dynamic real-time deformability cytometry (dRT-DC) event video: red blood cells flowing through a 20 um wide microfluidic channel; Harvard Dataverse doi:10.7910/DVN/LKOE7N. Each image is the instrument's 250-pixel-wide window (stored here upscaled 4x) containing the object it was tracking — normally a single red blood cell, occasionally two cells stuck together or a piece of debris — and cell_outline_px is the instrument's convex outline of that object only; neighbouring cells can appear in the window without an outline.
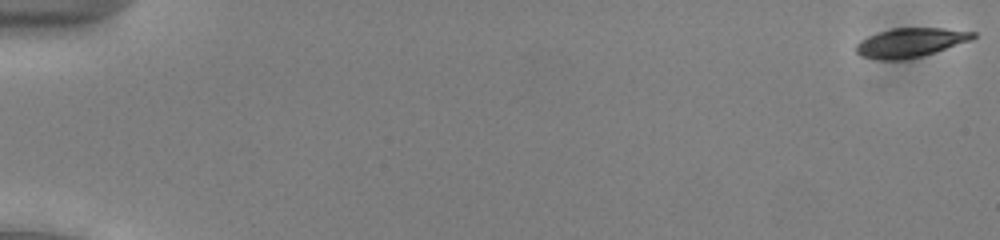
{"species": "common noctule bat (a hibernating species)", "species_latin": "Nyctalus noctula", "temperature_condition": "cold", "stored_images_in_passage": 11, "camera_frame_rate_fps": 3000, "um_per_image_px": 0.085, "animal": {"sex": "male", "body_mass_g": 13.0, "forearm_length_mm": 53.1}, "frame": {"image": 1, "passage_image": 1, "time_ms": 0.0, "image_size_px": [1000, 240], "cell_outline_px": [[976, 36], [972, 40], [920, 56], [900, 60], [880, 60], [860, 56], [856, 52], [856, 44], [860, 40], [868, 36], [892, 28], [944, 28], [976, 32]], "centroid_in_image_um": [77.37, 3.62], "position_along_channel_um": 7.6, "area_um2": 19.71}}